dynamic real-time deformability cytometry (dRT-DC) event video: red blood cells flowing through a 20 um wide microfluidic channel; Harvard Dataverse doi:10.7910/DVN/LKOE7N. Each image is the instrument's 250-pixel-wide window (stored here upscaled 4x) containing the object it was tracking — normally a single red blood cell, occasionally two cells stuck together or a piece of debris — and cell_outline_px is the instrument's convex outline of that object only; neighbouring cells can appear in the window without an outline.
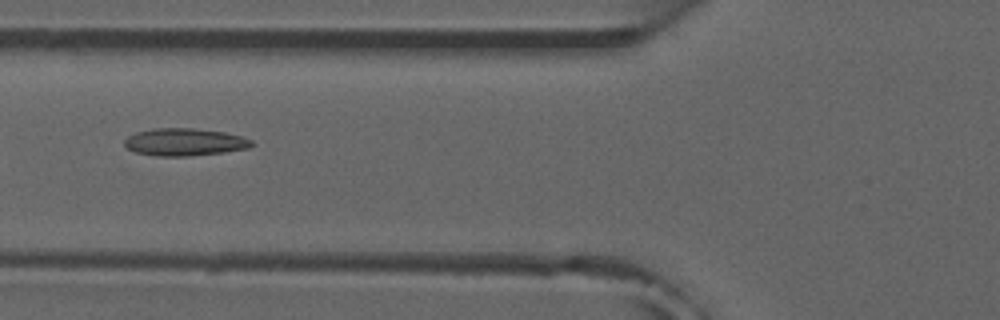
{"species": "common noctule bat (a hibernating species)", "species_latin": "Nyctalus noctula", "temperature_condition": "room temperature", "stored_images_in_passage": 8, "camera_frame_rate_fps": 3000, "um_per_image_px": 0.085, "animal": {"sex": "male", "forearm_length_mm": 52.5}, "frame": {"image": 1, "passage_image": 6, "time_ms": 5.667, "image_size_px": [1000, 320], "cell_outline_px": [[256, 144], [248, 148], [224, 152], [188, 156], [156, 156], [136, 152], [128, 148], [124, 144], [124, 140], [128, 136], [136, 132], [152, 128], [192, 128], [224, 132], [240, 136], [252, 140]], "centroid_in_image_um": [15.69, 12.07], "position_along_channel_um": 110.1, "area_um2": 20.35}}
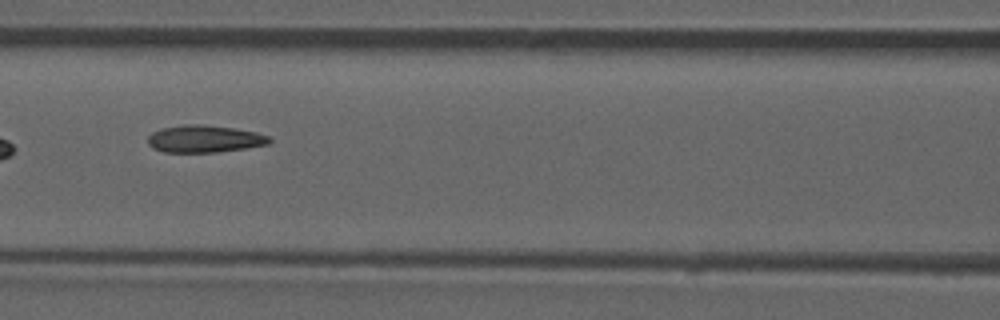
{"frame": {"image": 2, "passage_image": 7, "time_ms": 6.667, "image_size_px": [1000, 320], "cell_outline_px": [[272, 140], [268, 144], [244, 148], [216, 152], [164, 152], [152, 148], [148, 144], [148, 136], [152, 132], [160, 128], [184, 124], [200, 124], [232, 128], [256, 132], [268, 136]], "centroid_in_image_um": [17.33, 11.8], "position_along_channel_um": 149.3, "area_um2": 19.25}}